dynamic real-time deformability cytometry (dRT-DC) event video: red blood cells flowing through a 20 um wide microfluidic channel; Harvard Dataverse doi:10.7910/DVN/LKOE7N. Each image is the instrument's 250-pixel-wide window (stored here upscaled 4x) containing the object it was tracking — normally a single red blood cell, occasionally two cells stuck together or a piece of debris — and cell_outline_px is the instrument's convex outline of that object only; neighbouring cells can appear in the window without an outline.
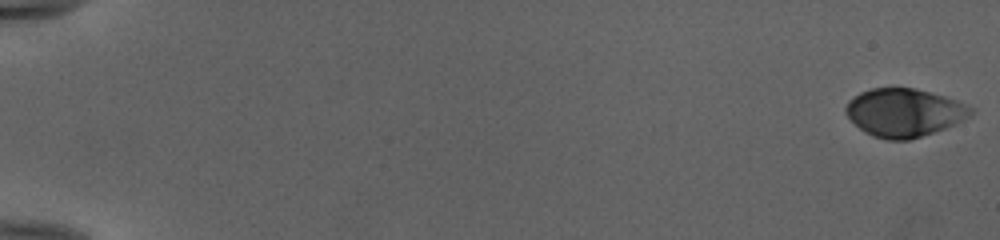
{"species": "human", "species_latin": "Homo sapiens", "temperature_condition": "cold", "stored_images_in_passage": 53, "camera_frame_rate_fps": 3000, "um_per_image_px": 0.085, "donor": {"sex": "female"}, "frame": {"image": 1, "passage_image": 1, "time_ms": 0.0, "image_size_px": [1000, 240], "cell_outline_px": [[972, 112], [968, 116], [956, 124], [908, 140], [888, 140], [872, 136], [864, 132], [844, 112], [844, 108], [848, 100], [860, 92], [872, 88], [916, 88], [944, 96], [956, 100], [972, 108]], "centroid_in_image_um": [76.81, 9.56], "position_along_channel_um": 8.2, "area_um2": 34.8}}
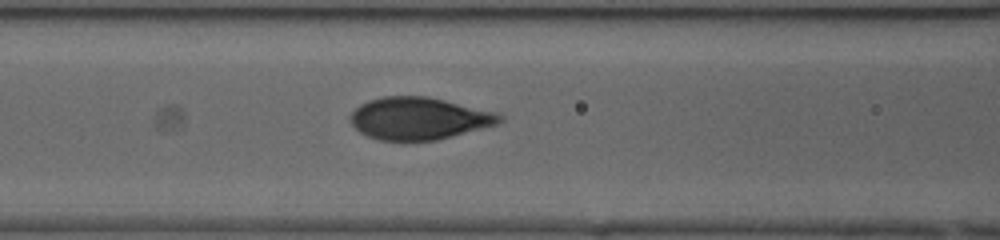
{"frame": {"image": 2, "passage_image": 25, "time_ms": 8.0, "image_size_px": [1000, 240], "cell_outline_px": [[504, 120], [496, 124], [436, 140], [380, 140], [368, 136], [360, 132], [348, 120], [348, 116], [360, 104], [368, 100], [384, 96], [428, 96], [496, 112], [504, 116]], "centroid_in_image_um": [35.58, 10.05], "position_along_channel_um": 131.0, "area_um2": 36.59}}
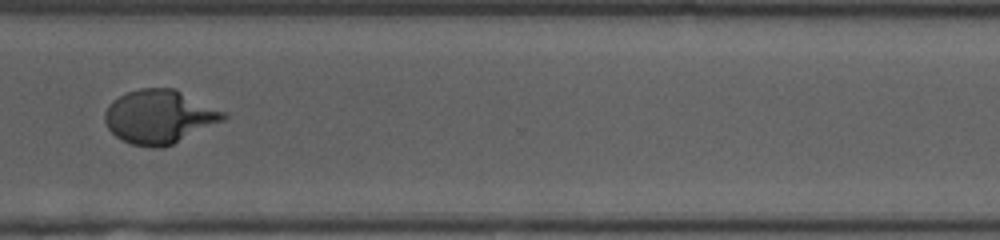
{"frame": {"image": 3, "passage_image": 42, "time_ms": 13.667, "image_size_px": [1000, 240], "cell_outline_px": [[228, 116], [224, 120], [164, 148], [152, 148], [132, 144], [120, 140], [108, 128], [104, 120], [104, 112], [108, 104], [112, 100], [128, 92], [140, 88], [176, 88], [228, 112]], "centroid_in_image_um": [13.56, 9.91], "position_along_channel_um": 357.0, "area_um2": 37.51}, "authors_computed_cell_mechanics": {"area_um2": 36.5874, "velocity_mm_per_s": 3.9918, "shape_relaxation_time_tau1_ms": 4.4946, "shape_relaxation_time_tau2_ms": null, "deformation_change_tau1": 0.2071, "deformation_change_tau2": null}}